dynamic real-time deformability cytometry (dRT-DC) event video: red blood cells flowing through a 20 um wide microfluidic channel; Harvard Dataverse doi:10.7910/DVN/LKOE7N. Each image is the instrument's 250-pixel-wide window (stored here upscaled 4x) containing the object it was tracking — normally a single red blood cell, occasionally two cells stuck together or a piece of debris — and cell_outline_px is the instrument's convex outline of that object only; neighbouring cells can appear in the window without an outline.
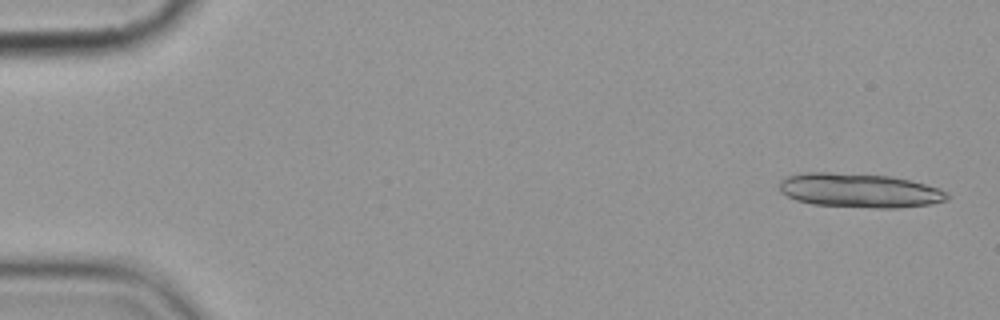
{"species": "common noctule bat (a hibernating species)", "species_latin": "Nyctalus noctula", "temperature_condition": "cold", "stored_images_in_passage": 6, "camera_frame_rate_fps": 3000, "um_per_image_px": 0.085, "animal": {"sex": "female", "body_mass_g": 19.9}, "frame": {"image": 1, "passage_image": 1, "time_ms": 0.0, "image_size_px": [1000, 320], "cell_outline_px": [[948, 200], [932, 204], [896, 208], [876, 208], [812, 204], [796, 200], [780, 192], [780, 180], [788, 176], [804, 172], [828, 172], [892, 176], [940, 188], [948, 192]], "centroid_in_image_um": [73.07, 16.19], "position_along_channel_um": 11.9, "area_um2": 33.47}}